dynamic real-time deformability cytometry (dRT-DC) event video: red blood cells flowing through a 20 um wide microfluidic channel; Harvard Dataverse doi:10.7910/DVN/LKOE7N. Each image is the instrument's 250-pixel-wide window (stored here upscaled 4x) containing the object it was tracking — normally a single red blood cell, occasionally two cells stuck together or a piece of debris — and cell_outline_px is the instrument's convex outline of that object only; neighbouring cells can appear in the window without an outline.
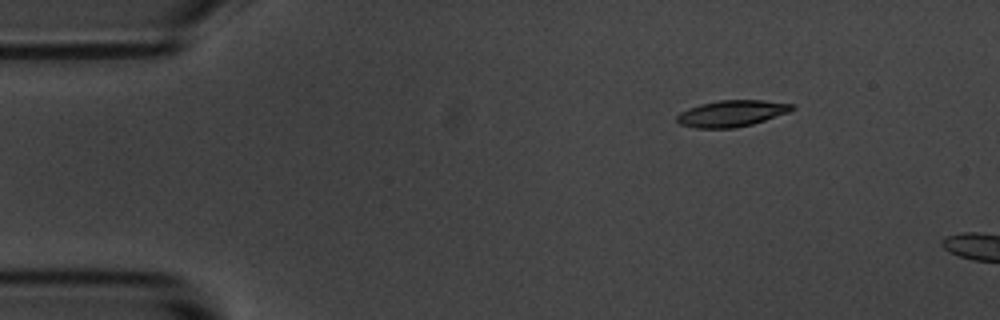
{"species": "common noctule bat (a hibernating species)", "species_latin": "Nyctalus noctula", "temperature_condition": "room temperature", "stored_images_in_passage": 5, "camera_frame_rate_fps": 3000, "um_per_image_px": 0.085, "animal": {"sex": "male", "body_mass_g": 20.1, "forearm_length_mm": 53.5}, "frame": {"image": 1, "passage_image": 2, "time_ms": 0.333, "image_size_px": [1000, 320], "cell_outline_px": [[796, 108], [788, 112], [752, 124], [732, 128], [696, 128], [680, 124], [676, 120], [676, 116], [680, 112], [688, 108], [700, 104], [720, 100], [764, 100], [792, 104]], "centroid_in_image_um": [62.16, 9.64], "position_along_channel_um": 22.8, "area_um2": 17.57}}
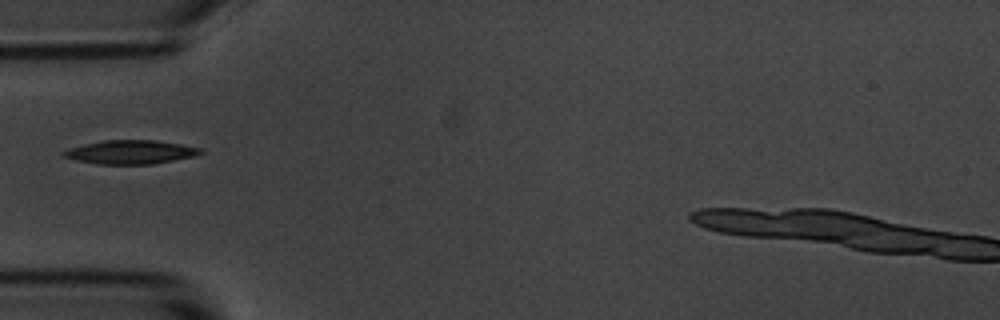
{"frame": {"image": 2, "passage_image": 5, "time_ms": 1.333, "image_size_px": [1000, 320], "cell_outline_px": [[204, 152], [196, 156], [152, 164], [96, 164], [76, 160], [60, 156], [60, 152], [68, 148], [84, 144], [104, 140], [156, 140], [180, 144], [200, 148]], "centroid_in_image_um": [11.05, 12.93], "position_along_channel_um": 73.9, "area_um2": 19.07}}